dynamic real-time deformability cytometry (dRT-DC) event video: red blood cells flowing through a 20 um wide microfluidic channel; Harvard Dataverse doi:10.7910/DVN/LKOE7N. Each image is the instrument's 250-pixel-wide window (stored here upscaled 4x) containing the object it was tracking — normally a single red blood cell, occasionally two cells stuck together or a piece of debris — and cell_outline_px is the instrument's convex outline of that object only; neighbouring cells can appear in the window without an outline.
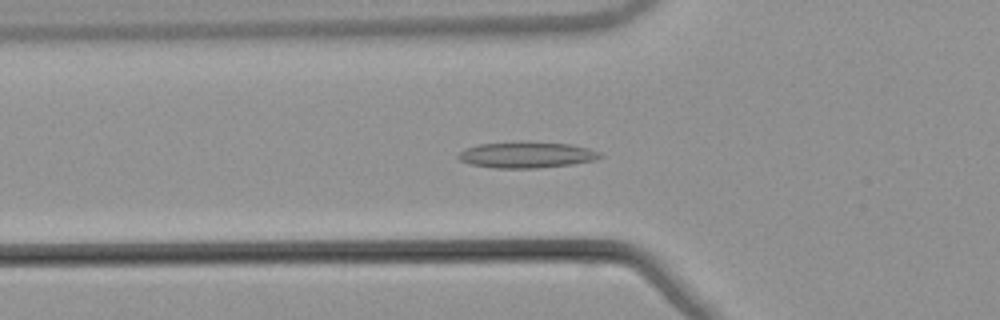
{"species": "common noctule bat (a hibernating species)", "species_latin": "Nyctalus noctula", "temperature_condition": "warm", "stored_images_in_passage": 47, "camera_frame_rate_fps": 3000, "um_per_image_px": 0.085, "animal": {"sex": "male", "body_mass_g": 21.5, "forearm_length_mm": 52.0}, "frame": {"image": 1, "passage_image": 13, "time_ms": 4.0, "image_size_px": [1000, 320], "cell_outline_px": [[604, 156], [596, 160], [572, 164], [536, 168], [496, 168], [472, 164], [460, 160], [456, 156], [464, 148], [480, 144], [572, 144], [588, 148], [600, 152]], "centroid_in_image_um": [44.79, 13.2], "position_along_channel_um": 81.0, "area_um2": 20.63}}
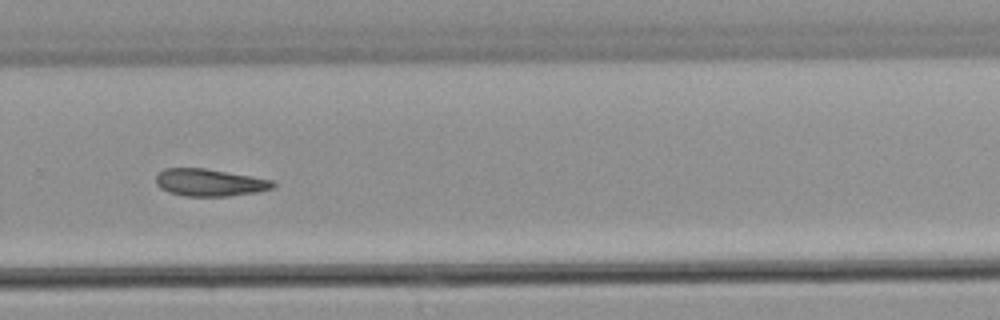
{"frame": {"image": 2, "passage_image": 31, "time_ms": 10.0, "image_size_px": [1000, 320], "cell_outline_px": [[276, 184], [272, 188], [256, 192], [228, 196], [184, 196], [168, 192], [160, 188], [156, 184], [156, 176], [164, 168], [204, 168], [252, 176], [272, 180]], "centroid_in_image_um": [17.79, 15.51], "position_along_channel_um": 312.0, "area_um2": 18.55}}
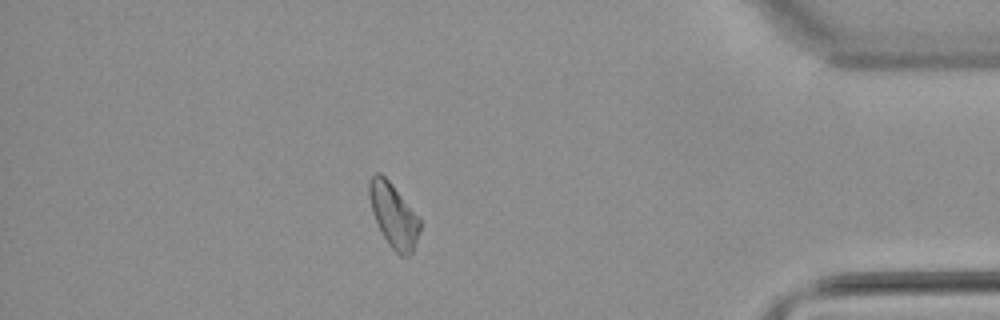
{"frame": {"image": 3, "passage_image": 41, "time_ms": 13.333, "image_size_px": [1000, 320], "cell_outline_px": [[420, 232], [412, 252], [408, 256], [400, 256], [388, 244], [372, 212], [368, 196], [368, 180], [376, 172], [380, 172], [388, 180], [420, 220]], "centroid_in_image_um": [33.43, 18.31], "position_along_channel_um": 401.8, "area_um2": 18.5}}